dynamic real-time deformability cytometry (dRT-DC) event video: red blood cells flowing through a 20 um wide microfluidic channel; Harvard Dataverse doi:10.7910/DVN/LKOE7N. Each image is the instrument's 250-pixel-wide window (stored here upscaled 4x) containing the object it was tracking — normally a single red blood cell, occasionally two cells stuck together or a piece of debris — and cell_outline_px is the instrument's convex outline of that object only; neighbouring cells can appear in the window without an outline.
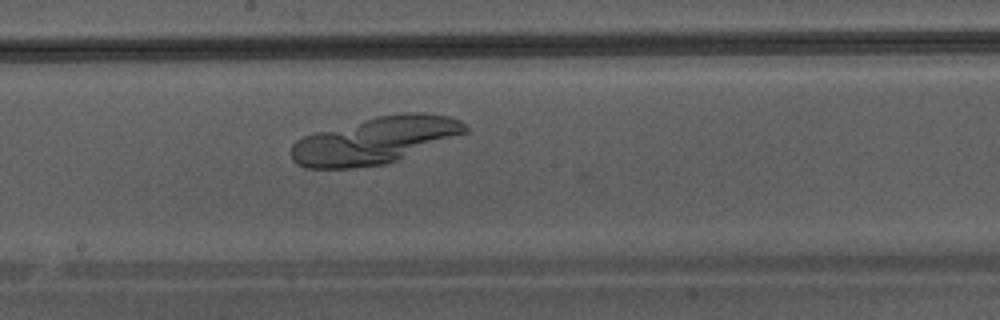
{"species": "Egyptian fruit bat (a non-hibernating species)", "species_latin": "Rousettus aegyptiacus", "temperature_condition": "warm", "stored_images_in_passage": 29, "camera_frame_rate_fps": 3000, "um_per_image_px": 0.085, "animal": {"sex": "male"}, "frame": {"image": 1, "passage_image": 18, "time_ms": 5.667, "image_size_px": [1000, 320], "cell_outline_px": [[468, 132], [396, 160], [384, 164], [352, 168], [304, 168], [296, 164], [292, 160], [292, 144], [296, 140], [304, 136], [316, 132], [376, 116], [404, 112], [424, 112], [448, 116], [460, 120], [468, 128]], "centroid_in_image_um": [31.87, 11.92], "position_along_channel_um": 216.3, "area_um2": 47.05}}